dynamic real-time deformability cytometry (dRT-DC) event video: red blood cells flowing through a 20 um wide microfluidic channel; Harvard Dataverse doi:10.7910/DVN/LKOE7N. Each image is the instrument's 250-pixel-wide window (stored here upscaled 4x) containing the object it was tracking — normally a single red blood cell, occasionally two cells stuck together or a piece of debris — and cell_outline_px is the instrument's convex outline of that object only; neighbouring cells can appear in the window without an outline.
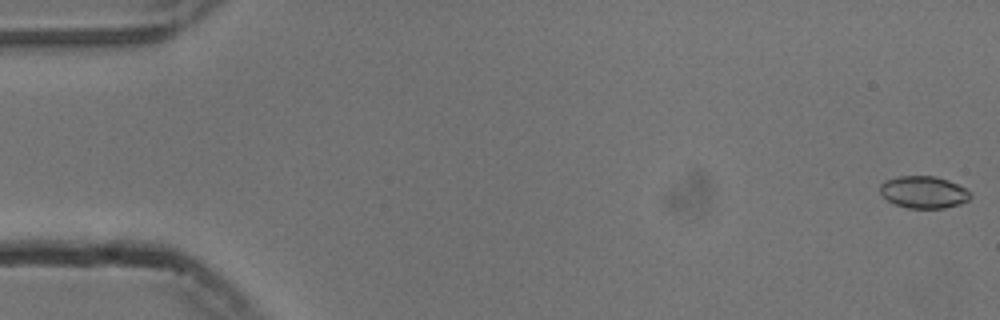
{"species": "common noctule bat (a hibernating species)", "species_latin": "Nyctalus noctula", "temperature_condition": "cold", "stored_images_in_passage": 55, "camera_frame_rate_fps": 3000, "um_per_image_px": 0.085, "animal": {"sex": "male", "body_mass_g": 13.3}, "frame": {"image": 1, "passage_image": 1, "time_ms": 0.0, "image_size_px": [1000, 320], "cell_outline_px": [[972, 196], [968, 200], [960, 204], [944, 208], [908, 208], [896, 204], [888, 200], [880, 192], [880, 184], [884, 180], [900, 176], [936, 176], [948, 180], [972, 192]], "centroid_in_image_um": [78.52, 16.33], "position_along_channel_um": 6.5, "area_um2": 16.88}}
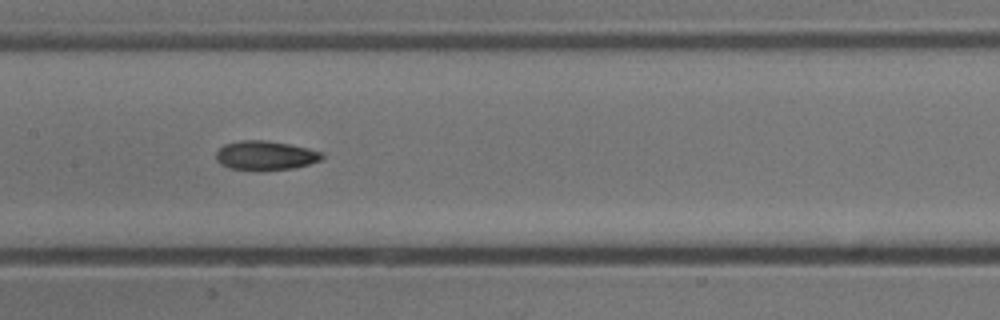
{"frame": {"image": 2, "passage_image": 27, "time_ms": 8.667, "image_size_px": [1000, 320], "cell_outline_px": [[324, 156], [320, 160], [308, 164], [292, 168], [264, 172], [260, 172], [228, 168], [220, 164], [216, 160], [216, 152], [224, 144], [240, 140], [264, 140], [288, 144], [308, 148], [324, 152]], "centroid_in_image_um": [22.53, 13.24], "position_along_channel_um": 184.9, "area_um2": 18.44}}
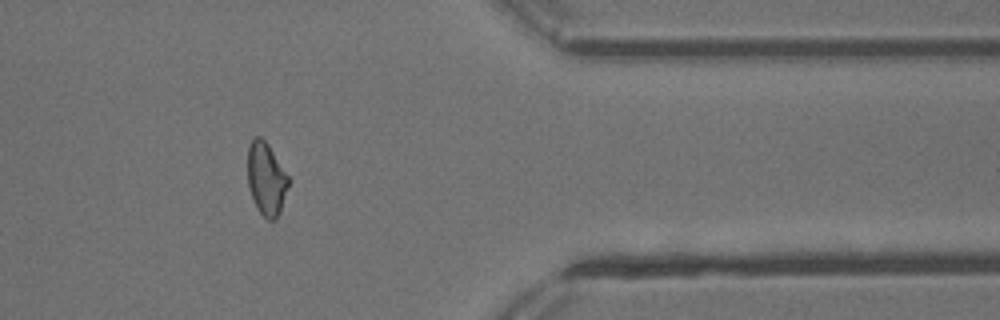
{"frame": {"image": 3, "passage_image": 45, "time_ms": 14.667, "image_size_px": [1000, 320], "cell_outline_px": [[288, 184], [280, 212], [276, 220], [268, 220], [256, 208], [248, 184], [248, 148], [252, 140], [256, 136], [260, 136], [268, 144], [288, 176]], "centroid_in_image_um": [22.62, 15.21], "position_along_channel_um": 388.8, "area_um2": 16.99}, "authors_computed_cell_mechanics": {"area_um2": 17.6868, "velocity_mm_per_s": 3.7639, "shape_relaxation_time_tau1_ms": 5.657, "shape_relaxation_time_tau2_ms": 4.0283, "deformation_change_tau1": 0.1309, "deformation_change_tau2": 0.1057}}